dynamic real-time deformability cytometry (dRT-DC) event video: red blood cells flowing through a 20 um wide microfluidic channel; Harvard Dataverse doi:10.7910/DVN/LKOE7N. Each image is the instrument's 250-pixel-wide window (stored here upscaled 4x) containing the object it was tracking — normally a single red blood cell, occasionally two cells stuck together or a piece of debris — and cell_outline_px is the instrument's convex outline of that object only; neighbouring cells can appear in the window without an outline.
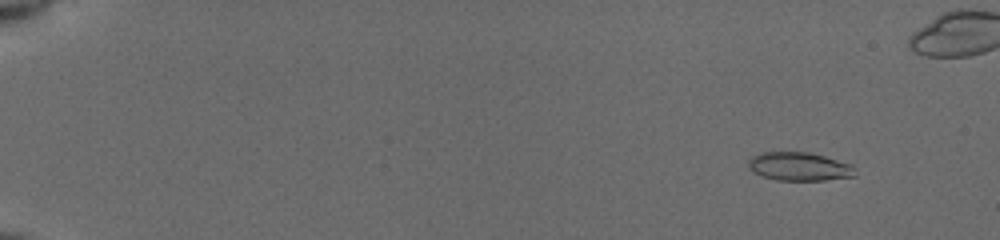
{"species": "common noctule bat (a hibernating species)", "species_latin": "Nyctalus noctula", "temperature_condition": "cold", "stored_images_in_passage": 30, "camera_frame_rate_fps": 3000, "um_per_image_px": 0.085, "animal": {"sex": "female", "body_mass_g": 19.5, "forearm_length_mm": 54.1}, "frame": {"image": 1, "passage_image": 8, "time_ms": 1.667, "image_size_px": [1000, 240], "cell_outline_px": [[856, 176], [824, 180], [776, 180], [752, 172], [748, 168], [748, 160], [752, 156], [764, 152], [808, 152], [824, 156], [852, 164], [856, 168]], "centroid_in_image_um": [67.95, 14.15], "position_along_channel_um": 17.0, "area_um2": 17.8}}